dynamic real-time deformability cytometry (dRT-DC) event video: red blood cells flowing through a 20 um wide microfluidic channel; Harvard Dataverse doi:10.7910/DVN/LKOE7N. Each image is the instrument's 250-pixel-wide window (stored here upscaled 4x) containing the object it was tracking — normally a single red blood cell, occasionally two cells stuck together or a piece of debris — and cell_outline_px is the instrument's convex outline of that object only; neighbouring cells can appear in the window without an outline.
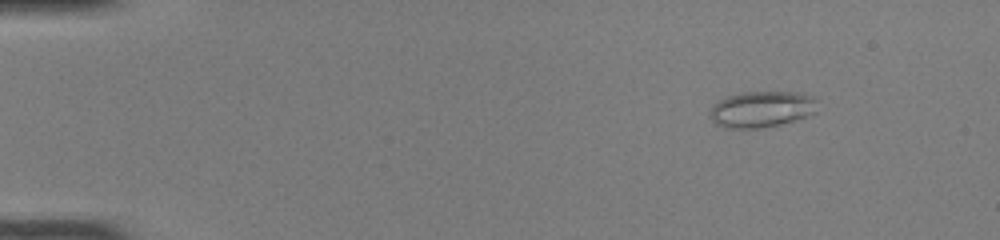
{"species": "common noctule bat (a hibernating species)", "species_latin": "Nyctalus noctula", "temperature_condition": "room temperature", "stored_images_in_passage": 44, "camera_frame_rate_fps": 3000, "um_per_image_px": 0.085, "animal": {"sex": "female", "body_mass_g": 22.0, "forearm_length_mm": 56.7}, "frame": {"image": 1, "passage_image": 1, "time_ms": 0.0, "image_size_px": [1000, 240], "cell_outline_px": [[816, 112], [792, 120], [776, 124], [756, 128], [724, 128], [716, 124], [708, 116], [708, 112], [720, 100], [728, 96], [744, 92], [800, 92], [816, 96]], "centroid_in_image_um": [64.73, 9.27], "position_along_channel_um": 20.3, "area_um2": 22.43}}
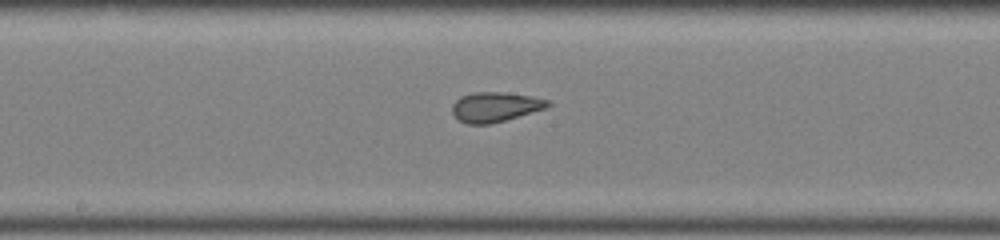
{"frame": {"image": 2, "passage_image": 22, "time_ms": 7.0, "image_size_px": [1000, 240], "cell_outline_px": [[552, 104], [548, 108], [504, 120], [488, 124], [468, 124], [460, 120], [452, 112], [452, 104], [460, 96], [472, 92], [504, 92], [532, 96], [548, 100]], "centroid_in_image_um": [42.11, 9.07], "position_along_channel_um": 206.1, "area_um2": 16.59}}
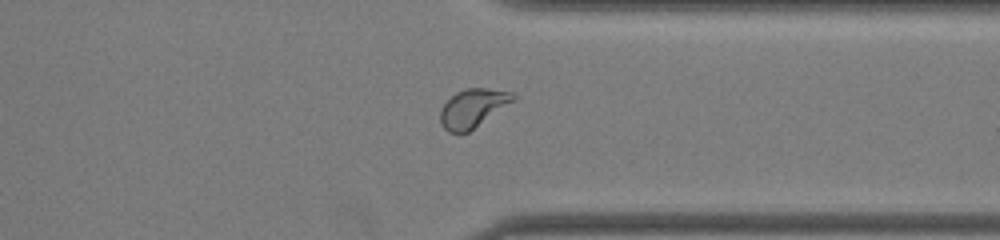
{"frame": {"image": 3, "passage_image": 34, "time_ms": 11.0, "image_size_px": [1000, 240], "cell_outline_px": [[516, 100], [468, 132], [448, 132], [444, 128], [440, 120], [440, 112], [444, 104], [456, 92], [468, 88], [484, 88], [512, 92], [516, 96]], "centroid_in_image_um": [40.22, 9.18], "position_along_channel_um": 371.2, "area_um2": 16.13}, "authors_computed_cell_mechanics": {"area_um2": 17.1666, "velocity_mm_per_s": 4.1408, "shape_relaxation_time_tau1_ms": null, "shape_relaxation_time_tau2_ms": 0.7108, "deformation_change_tau1": null, "deformation_change_tau2": 0.0663}}